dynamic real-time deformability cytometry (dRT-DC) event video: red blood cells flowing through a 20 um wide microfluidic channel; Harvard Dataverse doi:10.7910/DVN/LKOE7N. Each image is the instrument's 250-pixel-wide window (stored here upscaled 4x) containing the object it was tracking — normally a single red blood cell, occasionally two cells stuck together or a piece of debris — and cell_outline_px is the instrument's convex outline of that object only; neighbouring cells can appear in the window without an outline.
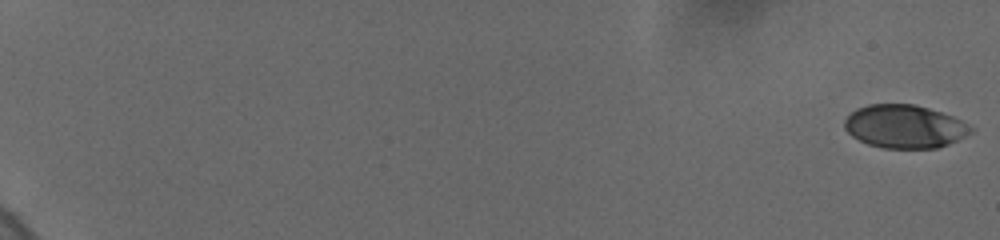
{"species": "human", "species_latin": "Homo sapiens", "temperature_condition": "cold", "stored_images_in_passage": 38, "camera_frame_rate_fps": 3000, "um_per_image_px": 0.085, "donor": {"sex": "female"}, "frame": {"image": 1, "passage_image": 1, "time_ms": 0.0, "image_size_px": [1000, 240], "cell_outline_px": [[972, 132], [948, 144], [936, 148], [884, 148], [868, 144], [852, 136], [844, 128], [844, 120], [856, 108], [868, 104], [916, 104], [952, 116], [960, 120], [972, 128]], "centroid_in_image_um": [76.85, 10.74], "position_along_channel_um": 8.1, "area_um2": 31.56}}
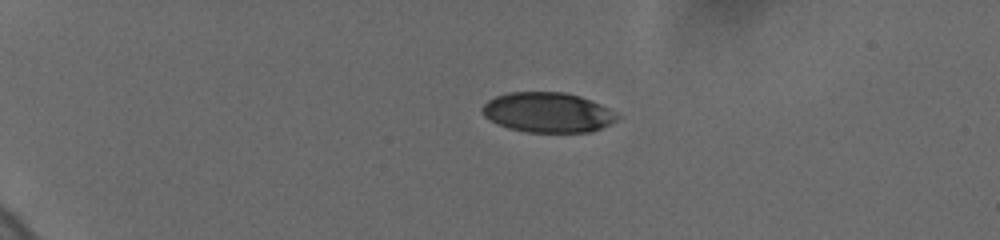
{"frame": {"image": 2, "passage_image": 26, "time_ms": 5.0, "image_size_px": [1000, 240], "cell_outline_px": [[620, 116], [616, 120], [592, 132], [524, 132], [508, 128], [484, 116], [480, 112], [480, 108], [488, 100], [496, 96], [508, 92], [564, 92], [580, 96], [592, 100], [608, 108]], "centroid_in_image_um": [46.54, 9.55], "position_along_channel_um": 38.5, "area_um2": 31.44}}